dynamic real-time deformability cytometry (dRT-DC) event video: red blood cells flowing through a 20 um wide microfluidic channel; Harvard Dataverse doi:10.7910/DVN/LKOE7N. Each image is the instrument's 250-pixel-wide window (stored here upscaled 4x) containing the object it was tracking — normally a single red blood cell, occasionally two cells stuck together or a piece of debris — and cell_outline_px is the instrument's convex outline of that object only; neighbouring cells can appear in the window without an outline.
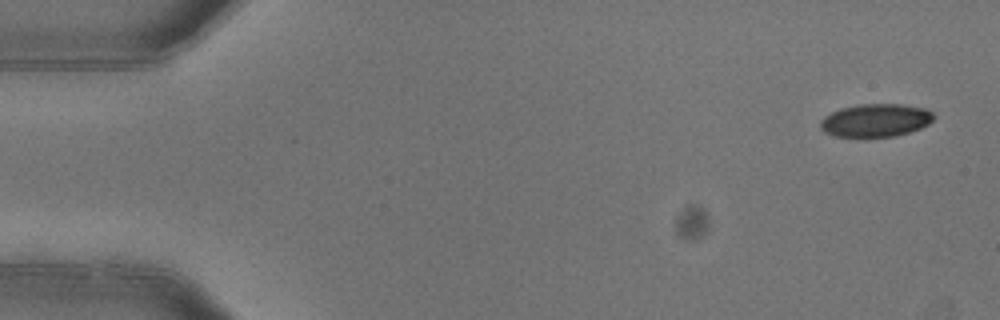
{"species": "common noctule bat (a hibernating species)", "species_latin": "Nyctalus noctula", "temperature_condition": "warm", "stored_images_in_passage": 3, "camera_frame_rate_fps": 3000, "um_per_image_px": 0.085, "animal": {"sex": "female"}, "frame": {"image": 1, "passage_image": 1, "time_ms": 0.0, "image_size_px": [1000, 320], "cell_outline_px": [[936, 116], [928, 124], [920, 128], [908, 132], [892, 136], [836, 136], [824, 132], [820, 128], [820, 120], [824, 116], [840, 108], [860, 104], [900, 104], [924, 108], [932, 112]], "centroid_in_image_um": [74.41, 10.21], "position_along_channel_um": 10.6, "area_um2": 21.62}}